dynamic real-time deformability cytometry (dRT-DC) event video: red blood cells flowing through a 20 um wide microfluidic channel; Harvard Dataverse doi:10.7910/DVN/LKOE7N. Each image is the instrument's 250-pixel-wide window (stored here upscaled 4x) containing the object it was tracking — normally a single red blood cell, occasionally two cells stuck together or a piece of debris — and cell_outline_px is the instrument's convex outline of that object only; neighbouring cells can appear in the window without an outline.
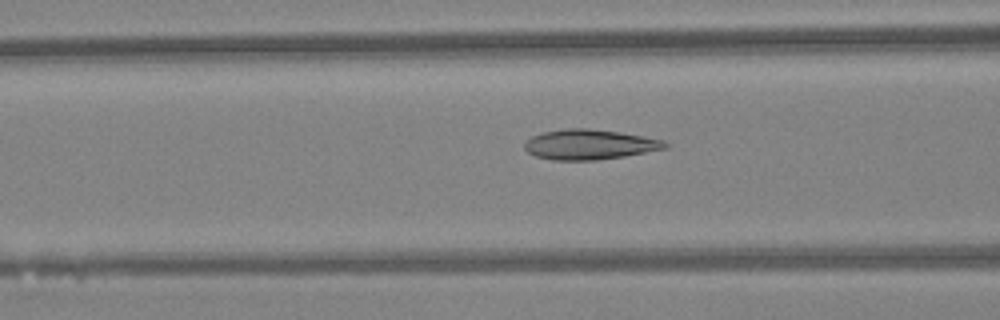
{"species": "Egyptian fruit bat (a non-hibernating species)", "species_latin": "Rousettus aegyptiacus", "temperature_condition": "warm", "stored_images_in_passage": 47, "camera_frame_rate_fps": 3000, "um_per_image_px": 0.085, "animal": {"sex": "female"}, "frame": {"image": 1, "passage_image": 19, "time_ms": 6.0, "image_size_px": [1000, 320], "cell_outline_px": [[668, 148], [624, 156], [596, 160], [552, 160], [536, 156], [528, 152], [524, 148], [524, 144], [532, 136], [544, 132], [564, 128], [588, 128], [616, 132], [664, 140], [668, 144]], "centroid_in_image_um": [50.09, 12.29], "position_along_channel_um": 116.5, "area_um2": 24.39}}
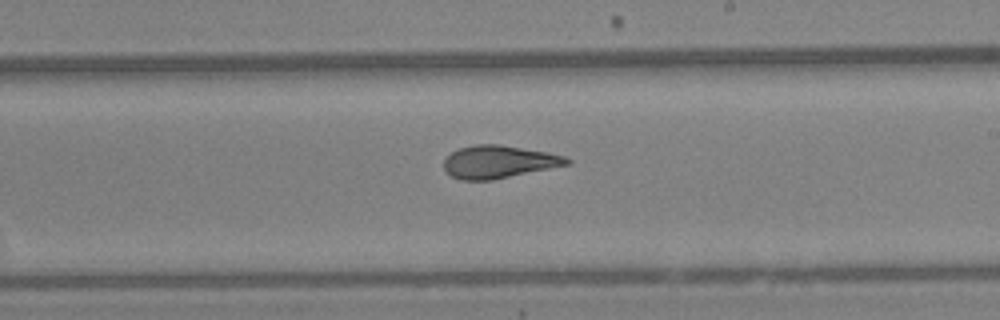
{"frame": {"image": 2, "passage_image": 28, "time_ms": 9.0, "image_size_px": [1000, 320], "cell_outline_px": [[572, 160], [568, 164], [492, 180], [460, 180], [452, 176], [444, 168], [444, 160], [452, 152], [460, 148], [476, 144], [500, 144], [548, 152], [564, 156]], "centroid_in_image_um": [42.38, 13.75], "position_along_channel_um": 246.6, "area_um2": 23.18}}
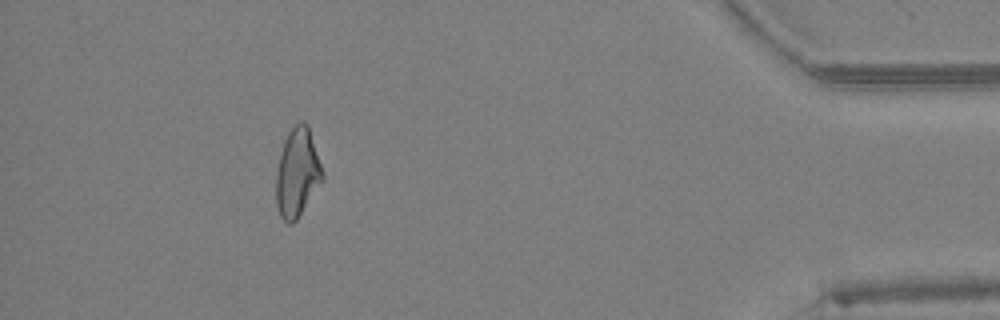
{"frame": {"image": 3, "passage_image": 43, "time_ms": 14.0, "image_size_px": [1000, 320], "cell_outline_px": [[324, 180], [296, 220], [292, 224], [288, 224], [280, 216], [276, 204], [276, 172], [280, 152], [284, 140], [288, 132], [300, 120], [304, 120], [308, 124], [324, 172]], "centroid_in_image_um": [25.28, 14.67], "position_along_channel_um": 409.9, "area_um2": 24.28}, "authors_computed_cell_mechanics": {"area_um2": 24.276, "velocity_mm_per_s": 4.3619, "shape_relaxation_time_tau1_ms": null, "shape_relaxation_time_tau2_ms": 1.6431, "deformation_change_tau1": null, "deformation_change_tau2": 0.0972}}